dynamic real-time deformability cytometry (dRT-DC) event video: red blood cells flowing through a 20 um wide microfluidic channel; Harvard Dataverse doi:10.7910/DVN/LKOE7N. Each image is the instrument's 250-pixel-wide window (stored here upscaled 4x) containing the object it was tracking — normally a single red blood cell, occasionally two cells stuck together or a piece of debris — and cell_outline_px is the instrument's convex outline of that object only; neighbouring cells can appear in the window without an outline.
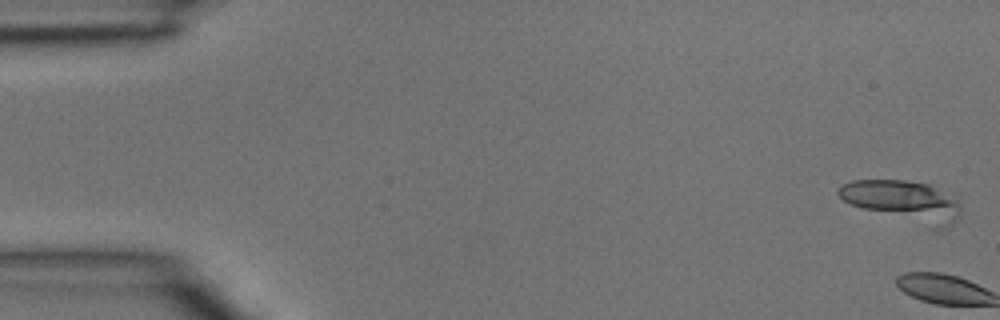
{"species": "common noctule bat (a hibernating species)", "species_latin": "Nyctalus noctula", "temperature_condition": "room temperature", "stored_images_in_passage": 5, "camera_frame_rate_fps": 3000, "um_per_image_px": 0.085, "animal": {"sex": "male", "body_mass_g": 15.6}, "frame": {"image": 1, "passage_image": 1, "time_ms": 0.0, "image_size_px": [1000, 320], "cell_outline_px": [[960, 212], [956, 220], [952, 224], [944, 228], [864, 208], [852, 204], [844, 200], [836, 192], [844, 184], [852, 180], [904, 180], [928, 184], [956, 200], [960, 204]], "centroid_in_image_um": [76.76, 17.03], "position_along_channel_um": 8.2, "area_um2": 27.34}}
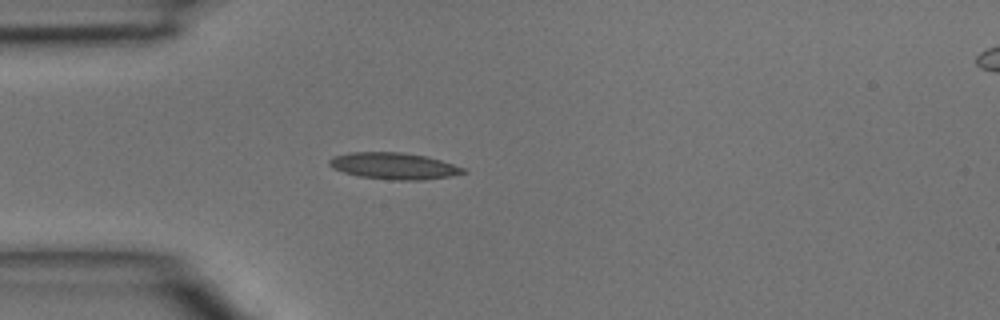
{"frame": {"image": 2, "passage_image": 5, "time_ms": 1.333, "image_size_px": [1000, 320], "cell_outline_px": [[468, 172], [452, 176], [424, 180], [392, 180], [360, 176], [344, 172], [332, 168], [328, 164], [328, 160], [332, 156], [348, 152], [400, 152], [428, 156], [464, 168]], "centroid_in_image_um": [33.47, 14.1], "position_along_channel_um": 51.5, "area_um2": 20.87}}